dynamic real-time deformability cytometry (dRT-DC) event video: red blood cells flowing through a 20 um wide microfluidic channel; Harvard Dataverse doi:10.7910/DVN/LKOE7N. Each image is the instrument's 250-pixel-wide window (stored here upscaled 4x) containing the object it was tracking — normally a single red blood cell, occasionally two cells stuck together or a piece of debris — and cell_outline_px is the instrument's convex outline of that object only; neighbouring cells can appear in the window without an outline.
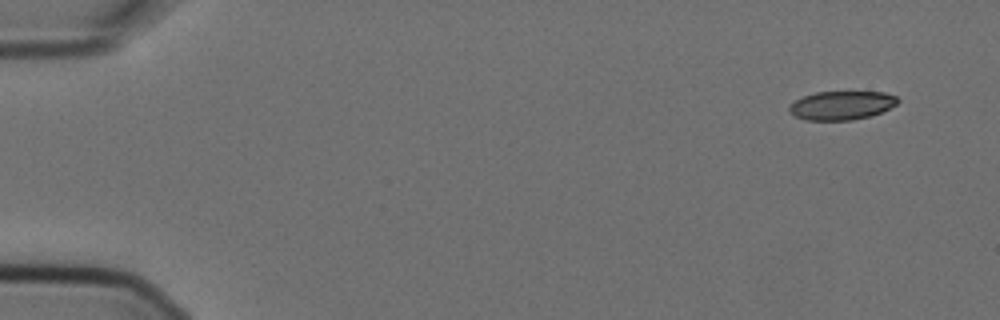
{"species": "Egyptian fruit bat (a non-hibernating species)", "species_latin": "Rousettus aegyptiacus", "temperature_condition": "cold", "stored_images_in_passage": 5, "segment_of_instrument_passage": [1, 2], "camera_frame_rate_fps": 3000, "um_per_image_px": 0.085, "animal": {"sex": "female"}, "frame": {"image": 1, "passage_image": 1, "time_ms": 0.0, "image_size_px": [1000, 320], "cell_outline_px": [[900, 100], [896, 104], [872, 116], [852, 120], [804, 120], [796, 116], [788, 108], [796, 100], [804, 96], [816, 92], [884, 92], [896, 96]], "centroid_in_image_um": [71.56, 8.96], "position_along_channel_um": 13.4, "area_um2": 17.98}}